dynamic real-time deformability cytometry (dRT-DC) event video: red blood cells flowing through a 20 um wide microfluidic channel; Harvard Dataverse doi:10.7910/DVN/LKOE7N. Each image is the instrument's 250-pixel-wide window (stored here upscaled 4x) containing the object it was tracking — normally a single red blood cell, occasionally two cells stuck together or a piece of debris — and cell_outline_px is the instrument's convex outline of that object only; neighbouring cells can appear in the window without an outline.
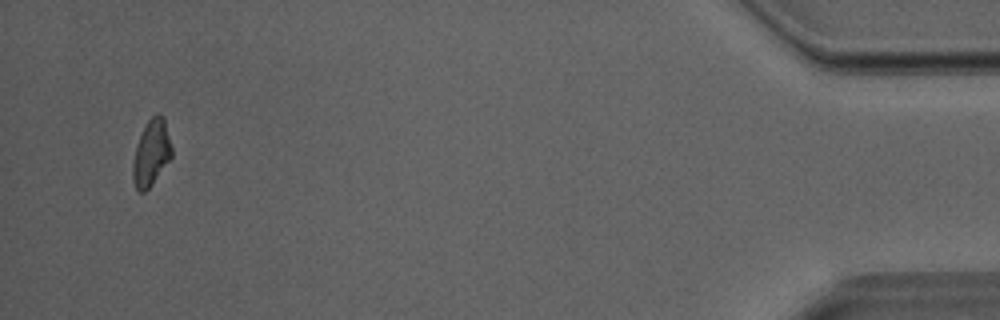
{"species": "Egyptian fruit bat (a non-hibernating species)", "species_latin": "Rousettus aegyptiacus", "temperature_condition": "room temperature", "stored_images_in_passage": 29, "camera_frame_rate_fps": 3000, "um_per_image_px": 0.085, "animal": {"sex": "male"}, "frame": {"image": 1, "passage_image": 29, "time_ms": 9.333, "image_size_px": [1000, 320], "cell_outline_px": [[172, 156], [152, 184], [144, 192], [140, 192], [136, 188], [132, 176], [132, 164], [136, 148], [140, 136], [148, 120], [156, 112], [160, 112], [164, 116], [172, 148]], "centroid_in_image_um": [12.87, 12.96], "position_along_channel_um": 422.3, "area_um2": 14.85}}